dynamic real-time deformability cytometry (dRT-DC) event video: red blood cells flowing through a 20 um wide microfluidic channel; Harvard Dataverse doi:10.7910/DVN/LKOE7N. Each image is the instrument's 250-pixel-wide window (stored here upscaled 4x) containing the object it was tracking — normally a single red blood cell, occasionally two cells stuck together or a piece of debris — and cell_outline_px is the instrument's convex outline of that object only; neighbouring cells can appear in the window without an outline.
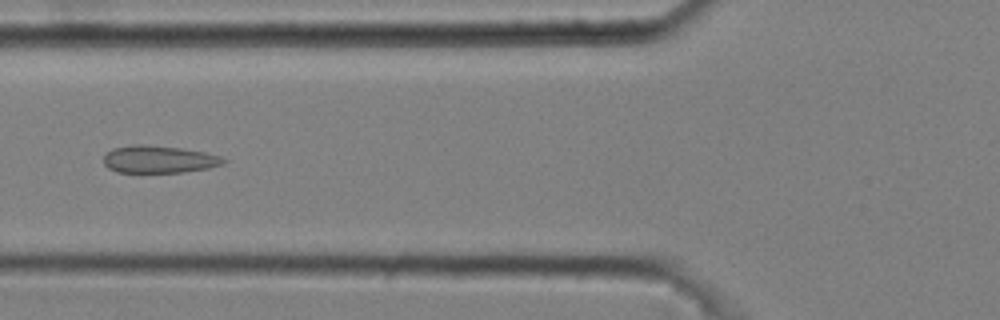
{"species": "common noctule bat (a hibernating species)", "species_latin": "Nyctalus noctula", "temperature_condition": "cold", "stored_images_in_passage": 6, "camera_frame_rate_fps": 3000, "um_per_image_px": 0.085, "animal": {"sex": "male", "body_mass_g": 20.4}, "frame": {"image": 1, "passage_image": 6, "time_ms": 1.667, "image_size_px": [1000, 320], "cell_outline_px": [[228, 160], [220, 164], [208, 168], [180, 172], [116, 172], [108, 168], [104, 164], [104, 156], [112, 148], [136, 144], [140, 144], [180, 148], [204, 152], [220, 156]], "centroid_in_image_um": [13.47, 13.54], "position_along_channel_um": 112.3, "area_um2": 18.9}}